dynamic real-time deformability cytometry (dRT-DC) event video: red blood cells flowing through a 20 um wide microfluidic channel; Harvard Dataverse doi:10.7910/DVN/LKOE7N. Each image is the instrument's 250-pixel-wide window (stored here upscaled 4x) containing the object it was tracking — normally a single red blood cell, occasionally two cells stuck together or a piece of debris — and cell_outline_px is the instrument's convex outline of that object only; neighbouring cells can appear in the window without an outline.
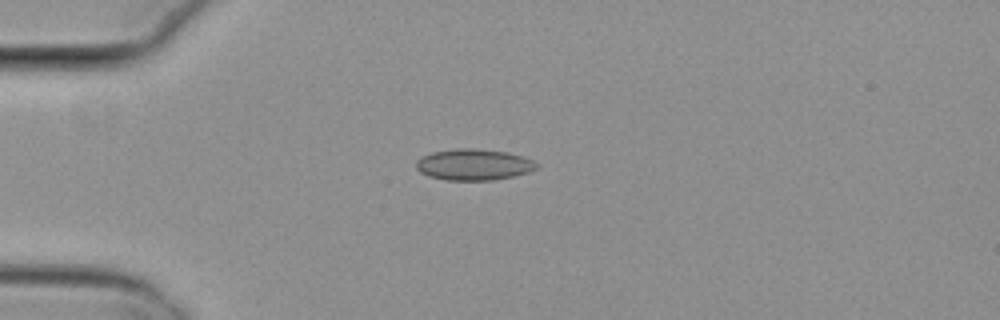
{"species": "common noctule bat (a hibernating species)", "species_latin": "Nyctalus noctula", "temperature_condition": "cold", "stored_images_in_passage": 5, "camera_frame_rate_fps": 3000, "um_per_image_px": 0.085, "animal": {"sex": "female", "body_mass_g": 29.2, "forearm_length_mm": 56.3}, "frame": {"image": 1, "passage_image": 5, "time_ms": 1.333, "image_size_px": [1000, 320], "cell_outline_px": [[540, 164], [536, 168], [528, 172], [512, 176], [492, 180], [448, 180], [428, 176], [420, 172], [416, 168], [416, 160], [432, 152], [456, 148], [476, 148], [508, 152], [532, 160]], "centroid_in_image_um": [40.25, 13.98], "position_along_channel_um": 44.7, "area_um2": 21.85}}